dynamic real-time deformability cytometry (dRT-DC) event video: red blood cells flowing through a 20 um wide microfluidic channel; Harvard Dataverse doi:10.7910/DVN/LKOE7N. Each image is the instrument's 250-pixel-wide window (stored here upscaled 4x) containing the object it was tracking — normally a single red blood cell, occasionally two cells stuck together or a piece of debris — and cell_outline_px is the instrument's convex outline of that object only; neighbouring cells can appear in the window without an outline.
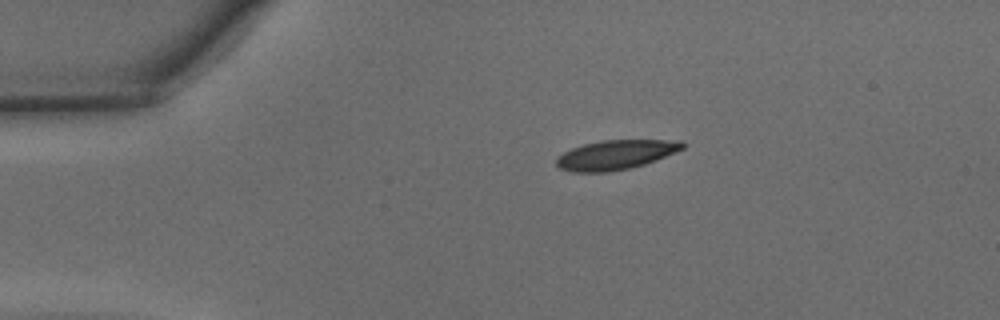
{"species": "common noctule bat (a hibernating species)", "species_latin": "Nyctalus noctula", "temperature_condition": "warm", "stored_images_in_passage": 38, "camera_frame_rate_fps": 3000, "um_per_image_px": 0.085, "animal": {"sex": "male", "body_mass_g": 15.6}, "frame": {"image": 1, "passage_image": 1, "time_ms": 0.0, "image_size_px": [1000, 320], "cell_outline_px": [[688, 144], [684, 148], [676, 152], [656, 160], [644, 164], [628, 168], [608, 172], [572, 172], [560, 168], [556, 164], [556, 156], [572, 148], [584, 144], [604, 140], [680, 140]], "centroid_in_image_um": [52.35, 13.15], "position_along_channel_um": 32.6, "area_um2": 21.68}}
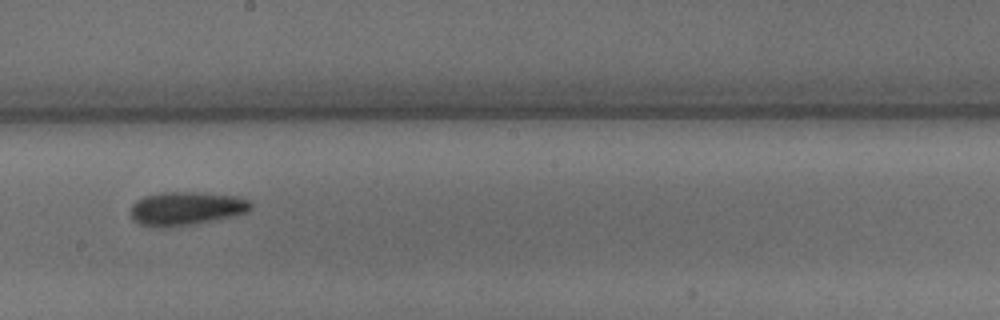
{"frame": {"image": 2, "passage_image": 18, "time_ms": 5.667, "image_size_px": [1000, 320], "cell_outline_px": [[252, 208], [248, 212], [232, 216], [196, 224], [168, 228], [152, 228], [140, 224], [132, 220], [128, 212], [132, 204], [136, 200], [144, 196], [160, 192], [196, 192], [236, 196], [252, 200]], "centroid_in_image_um": [15.78, 17.74], "position_along_channel_um": 232.4, "area_um2": 24.16}}
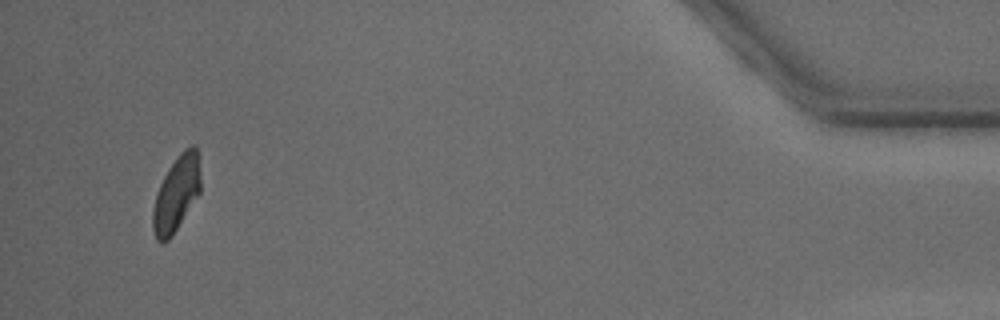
{"frame": {"image": 3, "passage_image": 36, "time_ms": 11.667, "image_size_px": [1000, 320], "cell_outline_px": [[200, 192], [172, 236], [164, 244], [160, 244], [156, 240], [152, 228], [152, 212], [156, 192], [168, 168], [176, 156], [184, 148], [192, 144], [196, 144], [200, 172]], "centroid_in_image_um": [14.97, 16.47], "position_along_channel_um": 420.2, "area_um2": 21.21}, "authors_computed_cell_mechanics": {"area_um2": 22.0796, "velocity_mm_per_s": 4.3538, "shape_relaxation_time_tau1_ms": 3.8597, "shape_relaxation_time_tau2_ms": 6.7918, "deformation_change_tau1": 0.1182, "deformation_change_tau2": 0.1507}}